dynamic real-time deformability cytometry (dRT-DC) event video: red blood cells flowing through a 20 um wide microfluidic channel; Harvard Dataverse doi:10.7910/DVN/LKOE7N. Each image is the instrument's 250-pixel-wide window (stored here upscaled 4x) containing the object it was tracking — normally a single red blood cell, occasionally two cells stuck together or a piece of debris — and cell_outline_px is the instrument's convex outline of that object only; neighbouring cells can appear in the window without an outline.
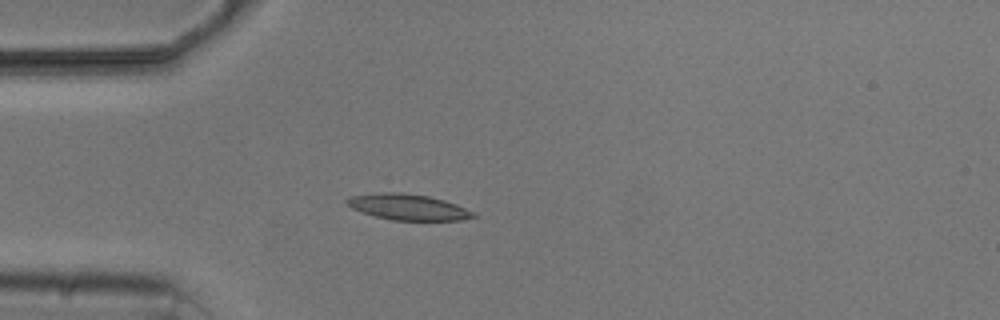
{"species": "common noctule bat (a hibernating species)", "species_latin": "Nyctalus noctula", "temperature_condition": "cold", "stored_images_in_passage": 3, "camera_frame_rate_fps": 3000, "um_per_image_px": 0.085, "animal": {"sex": "male", "body_mass_g": 20.5, "forearm_length_mm": 52.5}, "frame": {"image": 1, "passage_image": 3, "time_ms": 3.0, "image_size_px": [1000, 320], "cell_outline_px": [[480, 216], [464, 220], [392, 220], [376, 216], [352, 208], [344, 204], [344, 200], [352, 196], [380, 192], [404, 192], [428, 196], [444, 200], [456, 204], [476, 212]], "centroid_in_image_um": [34.73, 17.59], "position_along_channel_um": 50.3, "area_um2": 19.25}}